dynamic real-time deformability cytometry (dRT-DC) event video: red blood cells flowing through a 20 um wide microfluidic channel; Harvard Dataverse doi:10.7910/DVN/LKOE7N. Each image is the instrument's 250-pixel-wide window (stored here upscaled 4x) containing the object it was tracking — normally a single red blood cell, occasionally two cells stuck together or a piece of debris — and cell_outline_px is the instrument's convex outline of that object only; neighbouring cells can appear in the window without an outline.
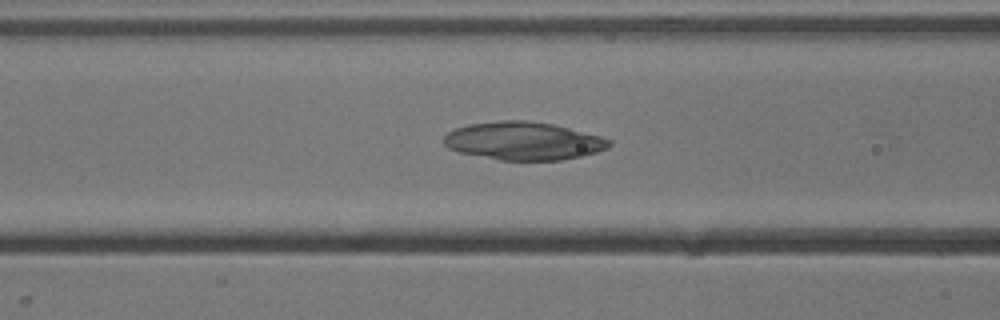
{"species": "common noctule bat (a hibernating species)", "species_latin": "Nyctalus noctula", "temperature_condition": "cold", "stored_images_in_passage": 47, "camera_frame_rate_fps": 3000, "um_per_image_px": 0.085, "animal": {"sex": "male", "body_mass_g": 13.3}, "frame": {"image": 1, "passage_image": 21, "time_ms": 6.667, "image_size_px": [1000, 320], "cell_outline_px": [[612, 144], [608, 148], [596, 152], [580, 156], [560, 160], [500, 160], [460, 152], [448, 148], [444, 144], [444, 136], [448, 132], [456, 128], [468, 124], [500, 120], [528, 120], [552, 124], [600, 136], [612, 140]], "centroid_in_image_um": [44.49, 11.97], "position_along_channel_um": 122.1, "area_um2": 36.53}}
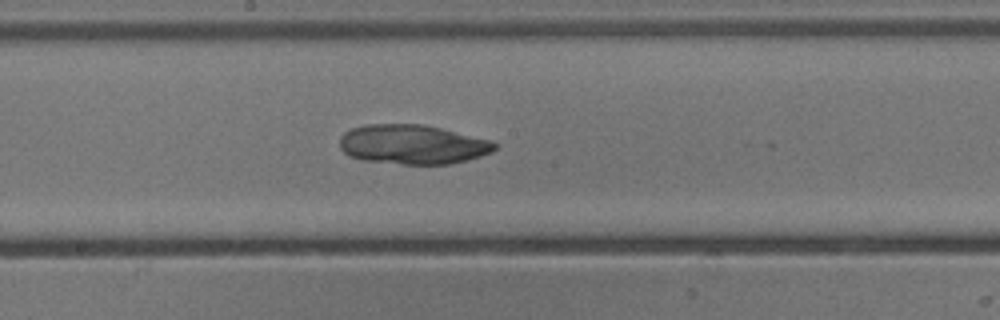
{"frame": {"image": 2, "passage_image": 28, "time_ms": 9.0, "image_size_px": [1000, 320], "cell_outline_px": [[496, 148], [492, 152], [468, 160], [448, 164], [404, 164], [360, 160], [348, 156], [340, 148], [340, 136], [344, 132], [352, 128], [368, 124], [420, 124], [440, 128], [488, 140], [496, 144]], "centroid_in_image_um": [35.01, 12.28], "position_along_channel_um": 213.2, "area_um2": 35.49}}
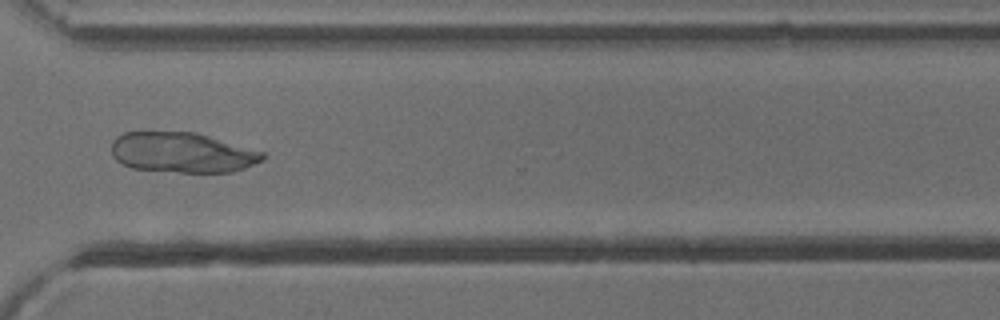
{"frame": {"image": 3, "passage_image": 39, "time_ms": 12.667, "image_size_px": [1000, 320], "cell_outline_px": [[264, 160], [244, 168], [232, 172], [180, 172], [132, 168], [116, 160], [112, 156], [112, 140], [116, 136], [124, 132], [196, 132], [264, 152]], "centroid_in_image_um": [15.47, 12.96], "position_along_channel_um": 355.1, "area_um2": 35.37}}